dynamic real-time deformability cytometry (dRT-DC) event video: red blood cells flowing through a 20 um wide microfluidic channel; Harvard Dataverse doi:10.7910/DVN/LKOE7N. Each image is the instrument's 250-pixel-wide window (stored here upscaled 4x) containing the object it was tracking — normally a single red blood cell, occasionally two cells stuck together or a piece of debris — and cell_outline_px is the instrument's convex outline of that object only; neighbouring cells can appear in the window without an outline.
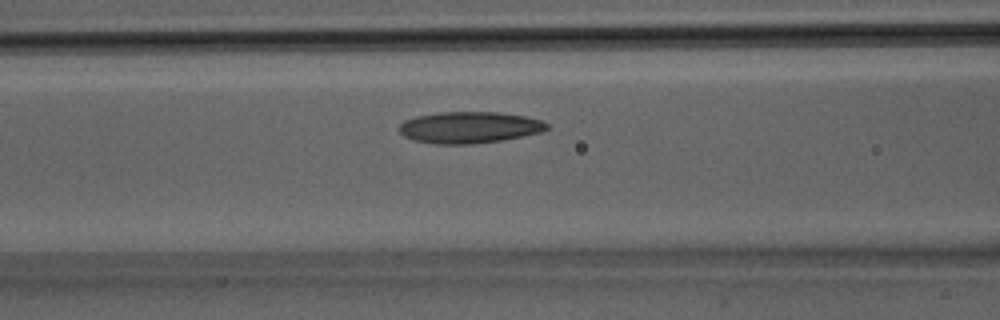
{"species": "Egyptian fruit bat (a non-hibernating species)", "species_latin": "Rousettus aegyptiacus", "temperature_condition": "room temperature", "stored_images_in_passage": 21, "camera_frame_rate_fps": 3000, "um_per_image_px": 0.085, "animal": {"sex": "male"}, "frame": {"image": 1, "passage_image": 4, "time_ms": 1.0, "image_size_px": [1000, 320], "cell_outline_px": [[548, 128], [544, 132], [524, 136], [500, 140], [472, 144], [436, 144], [412, 140], [404, 136], [400, 132], [400, 124], [404, 120], [416, 116], [440, 112], [496, 112], [524, 116], [544, 120], [548, 124]], "centroid_in_image_um": [39.91, 10.83], "position_along_channel_um": 126.7, "area_um2": 27.22}}
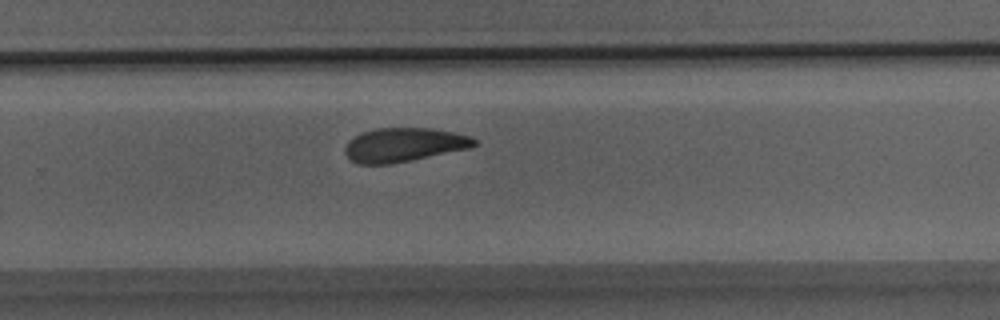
{"frame": {"image": 2, "passage_image": 12, "time_ms": 3.667, "image_size_px": [1000, 320], "cell_outline_px": [[476, 144], [468, 148], [392, 164], [356, 164], [344, 152], [344, 148], [348, 140], [364, 132], [376, 128], [432, 128], [472, 136], [476, 140]], "centroid_in_image_um": [34.31, 12.31], "position_along_channel_um": 295.5, "area_um2": 25.37}}
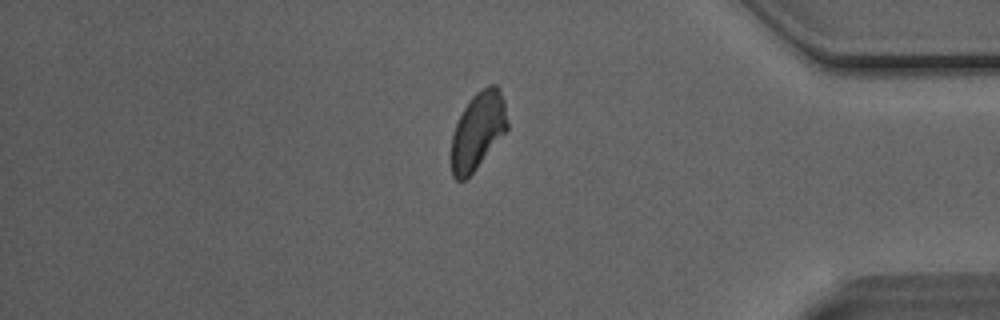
{"frame": {"image": 3, "passage_image": 18, "time_ms": 5.667, "image_size_px": [1000, 320], "cell_outline_px": [[508, 128], [476, 168], [464, 180], [456, 180], [452, 176], [448, 156], [452, 132], [464, 108], [472, 96], [476, 92], [488, 84], [496, 84], [500, 88], [504, 100], [508, 124]], "centroid_in_image_um": [40.57, 11.12], "position_along_channel_um": 394.6, "area_um2": 25.55}}